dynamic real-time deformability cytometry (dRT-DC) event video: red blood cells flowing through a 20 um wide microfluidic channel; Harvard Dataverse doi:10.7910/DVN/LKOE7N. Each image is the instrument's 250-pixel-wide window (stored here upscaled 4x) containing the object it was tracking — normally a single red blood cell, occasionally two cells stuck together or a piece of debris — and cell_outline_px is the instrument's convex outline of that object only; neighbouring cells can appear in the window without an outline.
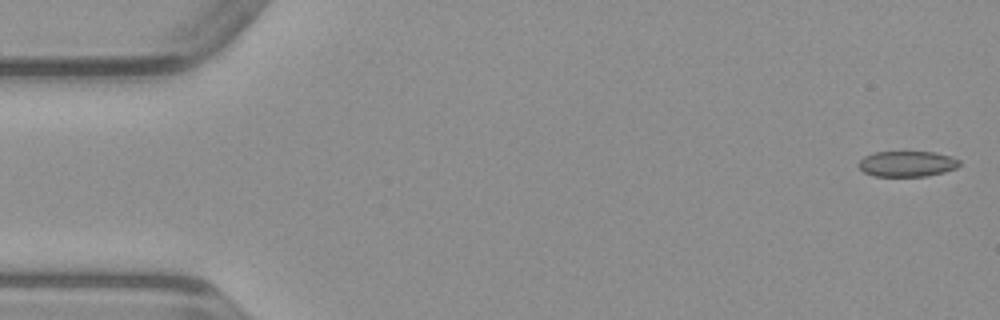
{"species": "common noctule bat (a hibernating species)", "species_latin": "Nyctalus noctula", "temperature_condition": "warm", "stored_images_in_passage": 8, "camera_frame_rate_fps": 3000, "um_per_image_px": 0.085, "animal": {"sex": "male", "body_mass_g": 23.1, "forearm_length_mm": 52.7}, "frame": {"image": 1, "passage_image": 1, "time_ms": 0.0, "image_size_px": [1000, 320], "cell_outline_px": [[960, 164], [956, 168], [944, 172], [924, 176], [872, 176], [864, 172], [856, 164], [864, 156], [872, 152], [936, 152], [952, 156], [960, 160]], "centroid_in_image_um": [77.09, 13.92], "position_along_channel_um": 7.9, "area_um2": 15.2}}